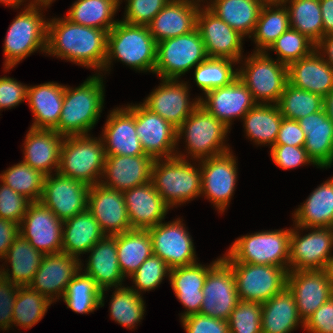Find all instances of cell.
<instances>
[{
	"mask_svg": "<svg viewBox=\"0 0 333 333\" xmlns=\"http://www.w3.org/2000/svg\"><path fill=\"white\" fill-rule=\"evenodd\" d=\"M200 4L194 0H170L147 25L155 41L185 35L197 27Z\"/></svg>",
	"mask_w": 333,
	"mask_h": 333,
	"instance_id": "83f0119b",
	"label": "cell"
},
{
	"mask_svg": "<svg viewBox=\"0 0 333 333\" xmlns=\"http://www.w3.org/2000/svg\"><path fill=\"white\" fill-rule=\"evenodd\" d=\"M323 19V37L333 34V0H319Z\"/></svg>",
	"mask_w": 333,
	"mask_h": 333,
	"instance_id": "03108f58",
	"label": "cell"
},
{
	"mask_svg": "<svg viewBox=\"0 0 333 333\" xmlns=\"http://www.w3.org/2000/svg\"><path fill=\"white\" fill-rule=\"evenodd\" d=\"M19 234L44 254L62 252L63 221L40 201L29 204Z\"/></svg>",
	"mask_w": 333,
	"mask_h": 333,
	"instance_id": "5bb4252c",
	"label": "cell"
},
{
	"mask_svg": "<svg viewBox=\"0 0 333 333\" xmlns=\"http://www.w3.org/2000/svg\"><path fill=\"white\" fill-rule=\"evenodd\" d=\"M287 288L303 322L333 295V287L323 270L288 271Z\"/></svg>",
	"mask_w": 333,
	"mask_h": 333,
	"instance_id": "7402d4cb",
	"label": "cell"
},
{
	"mask_svg": "<svg viewBox=\"0 0 333 333\" xmlns=\"http://www.w3.org/2000/svg\"><path fill=\"white\" fill-rule=\"evenodd\" d=\"M65 86L48 82L27 88V101L34 115L31 128L54 130L60 119Z\"/></svg>",
	"mask_w": 333,
	"mask_h": 333,
	"instance_id": "836d02e7",
	"label": "cell"
},
{
	"mask_svg": "<svg viewBox=\"0 0 333 333\" xmlns=\"http://www.w3.org/2000/svg\"><path fill=\"white\" fill-rule=\"evenodd\" d=\"M132 229L148 230L162 222L170 208L152 181L123 192Z\"/></svg>",
	"mask_w": 333,
	"mask_h": 333,
	"instance_id": "4316f807",
	"label": "cell"
},
{
	"mask_svg": "<svg viewBox=\"0 0 333 333\" xmlns=\"http://www.w3.org/2000/svg\"><path fill=\"white\" fill-rule=\"evenodd\" d=\"M315 49L319 51L322 49L328 56L325 61L333 68V34H328L316 44Z\"/></svg>",
	"mask_w": 333,
	"mask_h": 333,
	"instance_id": "003e7915",
	"label": "cell"
},
{
	"mask_svg": "<svg viewBox=\"0 0 333 333\" xmlns=\"http://www.w3.org/2000/svg\"><path fill=\"white\" fill-rule=\"evenodd\" d=\"M157 42L149 27L118 21L107 34V56L104 70L108 71L112 58L139 71H152L156 64Z\"/></svg>",
	"mask_w": 333,
	"mask_h": 333,
	"instance_id": "3957f363",
	"label": "cell"
},
{
	"mask_svg": "<svg viewBox=\"0 0 333 333\" xmlns=\"http://www.w3.org/2000/svg\"><path fill=\"white\" fill-rule=\"evenodd\" d=\"M27 86L9 77L0 78V110L27 100Z\"/></svg>",
	"mask_w": 333,
	"mask_h": 333,
	"instance_id": "6125c7cd",
	"label": "cell"
},
{
	"mask_svg": "<svg viewBox=\"0 0 333 333\" xmlns=\"http://www.w3.org/2000/svg\"><path fill=\"white\" fill-rule=\"evenodd\" d=\"M87 210L106 235L132 230L123 192L98 183L89 187ZM108 232V233H107Z\"/></svg>",
	"mask_w": 333,
	"mask_h": 333,
	"instance_id": "ffe728a7",
	"label": "cell"
},
{
	"mask_svg": "<svg viewBox=\"0 0 333 333\" xmlns=\"http://www.w3.org/2000/svg\"><path fill=\"white\" fill-rule=\"evenodd\" d=\"M263 5L260 0H213L207 8L242 36L249 34L251 38Z\"/></svg>",
	"mask_w": 333,
	"mask_h": 333,
	"instance_id": "f35d334b",
	"label": "cell"
},
{
	"mask_svg": "<svg viewBox=\"0 0 333 333\" xmlns=\"http://www.w3.org/2000/svg\"><path fill=\"white\" fill-rule=\"evenodd\" d=\"M289 0H285L284 4ZM290 28L299 31L317 44L323 37V19L319 0H290Z\"/></svg>",
	"mask_w": 333,
	"mask_h": 333,
	"instance_id": "ee69618b",
	"label": "cell"
},
{
	"mask_svg": "<svg viewBox=\"0 0 333 333\" xmlns=\"http://www.w3.org/2000/svg\"><path fill=\"white\" fill-rule=\"evenodd\" d=\"M123 287V288H122ZM118 287L112 295L110 314L115 322L126 328H134L144 315V301L141 294L131 287Z\"/></svg>",
	"mask_w": 333,
	"mask_h": 333,
	"instance_id": "681fc988",
	"label": "cell"
},
{
	"mask_svg": "<svg viewBox=\"0 0 333 333\" xmlns=\"http://www.w3.org/2000/svg\"><path fill=\"white\" fill-rule=\"evenodd\" d=\"M162 82L143 104L177 129L199 105V98L191 103L186 83H178V79H162Z\"/></svg>",
	"mask_w": 333,
	"mask_h": 333,
	"instance_id": "603a6c76",
	"label": "cell"
},
{
	"mask_svg": "<svg viewBox=\"0 0 333 333\" xmlns=\"http://www.w3.org/2000/svg\"><path fill=\"white\" fill-rule=\"evenodd\" d=\"M180 219L149 228L153 254L172 269L196 263L193 241Z\"/></svg>",
	"mask_w": 333,
	"mask_h": 333,
	"instance_id": "e0dca14e",
	"label": "cell"
},
{
	"mask_svg": "<svg viewBox=\"0 0 333 333\" xmlns=\"http://www.w3.org/2000/svg\"><path fill=\"white\" fill-rule=\"evenodd\" d=\"M262 1L264 4H280V3H284L285 0H260Z\"/></svg>",
	"mask_w": 333,
	"mask_h": 333,
	"instance_id": "753ad0ef",
	"label": "cell"
},
{
	"mask_svg": "<svg viewBox=\"0 0 333 333\" xmlns=\"http://www.w3.org/2000/svg\"><path fill=\"white\" fill-rule=\"evenodd\" d=\"M79 270H82L79 259L67 253L45 254L29 287L54 302L56 297H63L68 283Z\"/></svg>",
	"mask_w": 333,
	"mask_h": 333,
	"instance_id": "44dd1931",
	"label": "cell"
},
{
	"mask_svg": "<svg viewBox=\"0 0 333 333\" xmlns=\"http://www.w3.org/2000/svg\"><path fill=\"white\" fill-rule=\"evenodd\" d=\"M305 138L304 131L301 129L298 120L283 117L275 145L303 147Z\"/></svg>",
	"mask_w": 333,
	"mask_h": 333,
	"instance_id": "be15d7a7",
	"label": "cell"
},
{
	"mask_svg": "<svg viewBox=\"0 0 333 333\" xmlns=\"http://www.w3.org/2000/svg\"><path fill=\"white\" fill-rule=\"evenodd\" d=\"M103 131L102 141L106 156L146 155L136 133L134 105L126 106L125 109L117 107L111 111Z\"/></svg>",
	"mask_w": 333,
	"mask_h": 333,
	"instance_id": "d4e9b609",
	"label": "cell"
},
{
	"mask_svg": "<svg viewBox=\"0 0 333 333\" xmlns=\"http://www.w3.org/2000/svg\"><path fill=\"white\" fill-rule=\"evenodd\" d=\"M45 175L24 162L13 165L0 174L1 183H5L15 192L25 196L31 202H38L42 196Z\"/></svg>",
	"mask_w": 333,
	"mask_h": 333,
	"instance_id": "7dc6e473",
	"label": "cell"
},
{
	"mask_svg": "<svg viewBox=\"0 0 333 333\" xmlns=\"http://www.w3.org/2000/svg\"><path fill=\"white\" fill-rule=\"evenodd\" d=\"M205 95L207 99L199 98V104L228 128L232 118H243L257 104L238 76L230 84L209 90Z\"/></svg>",
	"mask_w": 333,
	"mask_h": 333,
	"instance_id": "cb8c5ba5",
	"label": "cell"
},
{
	"mask_svg": "<svg viewBox=\"0 0 333 333\" xmlns=\"http://www.w3.org/2000/svg\"><path fill=\"white\" fill-rule=\"evenodd\" d=\"M64 136L55 130L33 129L27 133L24 143V160L28 166L48 176L58 171L60 150Z\"/></svg>",
	"mask_w": 333,
	"mask_h": 333,
	"instance_id": "1f68e13d",
	"label": "cell"
},
{
	"mask_svg": "<svg viewBox=\"0 0 333 333\" xmlns=\"http://www.w3.org/2000/svg\"><path fill=\"white\" fill-rule=\"evenodd\" d=\"M170 0H127L125 19L132 25L147 26Z\"/></svg>",
	"mask_w": 333,
	"mask_h": 333,
	"instance_id": "9f6ffc18",
	"label": "cell"
},
{
	"mask_svg": "<svg viewBox=\"0 0 333 333\" xmlns=\"http://www.w3.org/2000/svg\"><path fill=\"white\" fill-rule=\"evenodd\" d=\"M234 60L207 58L195 67V81L204 93L209 90L224 87L230 84L238 76L232 64Z\"/></svg>",
	"mask_w": 333,
	"mask_h": 333,
	"instance_id": "f907efd6",
	"label": "cell"
},
{
	"mask_svg": "<svg viewBox=\"0 0 333 333\" xmlns=\"http://www.w3.org/2000/svg\"><path fill=\"white\" fill-rule=\"evenodd\" d=\"M53 2V0H34L32 3L37 6L47 7Z\"/></svg>",
	"mask_w": 333,
	"mask_h": 333,
	"instance_id": "8c879c8a",
	"label": "cell"
},
{
	"mask_svg": "<svg viewBox=\"0 0 333 333\" xmlns=\"http://www.w3.org/2000/svg\"><path fill=\"white\" fill-rule=\"evenodd\" d=\"M254 52L245 60V68L239 69L238 78L247 86L257 104L263 101V104H278L288 83L287 65L274 61L267 51Z\"/></svg>",
	"mask_w": 333,
	"mask_h": 333,
	"instance_id": "52a82bcc",
	"label": "cell"
},
{
	"mask_svg": "<svg viewBox=\"0 0 333 333\" xmlns=\"http://www.w3.org/2000/svg\"><path fill=\"white\" fill-rule=\"evenodd\" d=\"M311 233L299 236L291 229L289 271L323 270L333 248V228L314 227Z\"/></svg>",
	"mask_w": 333,
	"mask_h": 333,
	"instance_id": "ac0fdd59",
	"label": "cell"
},
{
	"mask_svg": "<svg viewBox=\"0 0 333 333\" xmlns=\"http://www.w3.org/2000/svg\"><path fill=\"white\" fill-rule=\"evenodd\" d=\"M135 128L146 155L154 160L176 156L177 129L144 104L135 105Z\"/></svg>",
	"mask_w": 333,
	"mask_h": 333,
	"instance_id": "9a60e30c",
	"label": "cell"
},
{
	"mask_svg": "<svg viewBox=\"0 0 333 333\" xmlns=\"http://www.w3.org/2000/svg\"><path fill=\"white\" fill-rule=\"evenodd\" d=\"M184 157L177 153L173 158L164 159L165 162L156 159L152 166L151 181L169 207L181 205L201 194V170Z\"/></svg>",
	"mask_w": 333,
	"mask_h": 333,
	"instance_id": "277c9868",
	"label": "cell"
},
{
	"mask_svg": "<svg viewBox=\"0 0 333 333\" xmlns=\"http://www.w3.org/2000/svg\"><path fill=\"white\" fill-rule=\"evenodd\" d=\"M196 28L200 32L208 58L229 59L238 63L242 59L244 36L207 7L199 9Z\"/></svg>",
	"mask_w": 333,
	"mask_h": 333,
	"instance_id": "d6986e66",
	"label": "cell"
},
{
	"mask_svg": "<svg viewBox=\"0 0 333 333\" xmlns=\"http://www.w3.org/2000/svg\"><path fill=\"white\" fill-rule=\"evenodd\" d=\"M208 58L200 32H192L157 43L154 73L161 79H178Z\"/></svg>",
	"mask_w": 333,
	"mask_h": 333,
	"instance_id": "30bf717a",
	"label": "cell"
},
{
	"mask_svg": "<svg viewBox=\"0 0 333 333\" xmlns=\"http://www.w3.org/2000/svg\"><path fill=\"white\" fill-rule=\"evenodd\" d=\"M19 235V224L0 218V258H4L8 249Z\"/></svg>",
	"mask_w": 333,
	"mask_h": 333,
	"instance_id": "e7e4bbea",
	"label": "cell"
},
{
	"mask_svg": "<svg viewBox=\"0 0 333 333\" xmlns=\"http://www.w3.org/2000/svg\"><path fill=\"white\" fill-rule=\"evenodd\" d=\"M271 6H276L275 9ZM284 3L280 4H264L257 24L254 30V41L256 43V51L267 50L277 38L290 28V19L288 9Z\"/></svg>",
	"mask_w": 333,
	"mask_h": 333,
	"instance_id": "7bdbcfd3",
	"label": "cell"
},
{
	"mask_svg": "<svg viewBox=\"0 0 333 333\" xmlns=\"http://www.w3.org/2000/svg\"><path fill=\"white\" fill-rule=\"evenodd\" d=\"M290 235L291 229L242 236L235 240L228 254L222 258L227 263L273 265L289 271Z\"/></svg>",
	"mask_w": 333,
	"mask_h": 333,
	"instance_id": "8992f818",
	"label": "cell"
},
{
	"mask_svg": "<svg viewBox=\"0 0 333 333\" xmlns=\"http://www.w3.org/2000/svg\"><path fill=\"white\" fill-rule=\"evenodd\" d=\"M270 152L273 162L282 169H293L306 163L314 164L304 147L274 145Z\"/></svg>",
	"mask_w": 333,
	"mask_h": 333,
	"instance_id": "6f0895ef",
	"label": "cell"
},
{
	"mask_svg": "<svg viewBox=\"0 0 333 333\" xmlns=\"http://www.w3.org/2000/svg\"><path fill=\"white\" fill-rule=\"evenodd\" d=\"M242 119L247 136L255 143L275 145L283 119L277 104H256Z\"/></svg>",
	"mask_w": 333,
	"mask_h": 333,
	"instance_id": "60d3db41",
	"label": "cell"
},
{
	"mask_svg": "<svg viewBox=\"0 0 333 333\" xmlns=\"http://www.w3.org/2000/svg\"><path fill=\"white\" fill-rule=\"evenodd\" d=\"M323 272L326 275V278L329 280L330 284L333 287V256H330L323 268Z\"/></svg>",
	"mask_w": 333,
	"mask_h": 333,
	"instance_id": "89a4df30",
	"label": "cell"
},
{
	"mask_svg": "<svg viewBox=\"0 0 333 333\" xmlns=\"http://www.w3.org/2000/svg\"><path fill=\"white\" fill-rule=\"evenodd\" d=\"M200 314L227 321L239 297L230 265L220 257L209 269L204 286Z\"/></svg>",
	"mask_w": 333,
	"mask_h": 333,
	"instance_id": "7c38bea8",
	"label": "cell"
},
{
	"mask_svg": "<svg viewBox=\"0 0 333 333\" xmlns=\"http://www.w3.org/2000/svg\"><path fill=\"white\" fill-rule=\"evenodd\" d=\"M316 49L308 56L290 63L288 83L325 98L333 89V68Z\"/></svg>",
	"mask_w": 333,
	"mask_h": 333,
	"instance_id": "f1b7e54d",
	"label": "cell"
},
{
	"mask_svg": "<svg viewBox=\"0 0 333 333\" xmlns=\"http://www.w3.org/2000/svg\"><path fill=\"white\" fill-rule=\"evenodd\" d=\"M118 263L124 277H130L153 254L148 230L132 229L116 234Z\"/></svg>",
	"mask_w": 333,
	"mask_h": 333,
	"instance_id": "ab89813d",
	"label": "cell"
},
{
	"mask_svg": "<svg viewBox=\"0 0 333 333\" xmlns=\"http://www.w3.org/2000/svg\"><path fill=\"white\" fill-rule=\"evenodd\" d=\"M19 286L8 281L0 274V327L8 330L12 325L13 306Z\"/></svg>",
	"mask_w": 333,
	"mask_h": 333,
	"instance_id": "91938a15",
	"label": "cell"
},
{
	"mask_svg": "<svg viewBox=\"0 0 333 333\" xmlns=\"http://www.w3.org/2000/svg\"><path fill=\"white\" fill-rule=\"evenodd\" d=\"M44 256V253L36 250L27 239L19 234L4 257L11 264L12 273L9 274L8 270L0 268V274L19 287L29 286Z\"/></svg>",
	"mask_w": 333,
	"mask_h": 333,
	"instance_id": "74e56055",
	"label": "cell"
},
{
	"mask_svg": "<svg viewBox=\"0 0 333 333\" xmlns=\"http://www.w3.org/2000/svg\"><path fill=\"white\" fill-rule=\"evenodd\" d=\"M171 268L163 261L159 256L152 254L148 257L133 273L132 278L137 290L135 292L140 293L138 290L149 291L155 289L164 279L163 277L169 275Z\"/></svg>",
	"mask_w": 333,
	"mask_h": 333,
	"instance_id": "db71d44e",
	"label": "cell"
},
{
	"mask_svg": "<svg viewBox=\"0 0 333 333\" xmlns=\"http://www.w3.org/2000/svg\"><path fill=\"white\" fill-rule=\"evenodd\" d=\"M51 303L29 286L19 287L13 306L12 325L30 329L43 318Z\"/></svg>",
	"mask_w": 333,
	"mask_h": 333,
	"instance_id": "c3c4849f",
	"label": "cell"
},
{
	"mask_svg": "<svg viewBox=\"0 0 333 333\" xmlns=\"http://www.w3.org/2000/svg\"><path fill=\"white\" fill-rule=\"evenodd\" d=\"M297 228H333V179L316 188L294 213Z\"/></svg>",
	"mask_w": 333,
	"mask_h": 333,
	"instance_id": "d590c367",
	"label": "cell"
},
{
	"mask_svg": "<svg viewBox=\"0 0 333 333\" xmlns=\"http://www.w3.org/2000/svg\"><path fill=\"white\" fill-rule=\"evenodd\" d=\"M181 320L186 333H230L228 321L200 313Z\"/></svg>",
	"mask_w": 333,
	"mask_h": 333,
	"instance_id": "680465c9",
	"label": "cell"
},
{
	"mask_svg": "<svg viewBox=\"0 0 333 333\" xmlns=\"http://www.w3.org/2000/svg\"><path fill=\"white\" fill-rule=\"evenodd\" d=\"M98 75L75 89L65 86L60 119L54 129L58 134L87 135L97 123L104 104L103 78Z\"/></svg>",
	"mask_w": 333,
	"mask_h": 333,
	"instance_id": "7a4b0ae2",
	"label": "cell"
},
{
	"mask_svg": "<svg viewBox=\"0 0 333 333\" xmlns=\"http://www.w3.org/2000/svg\"><path fill=\"white\" fill-rule=\"evenodd\" d=\"M101 292L94 279L79 270L68 283L63 300L72 311L87 314L101 307Z\"/></svg>",
	"mask_w": 333,
	"mask_h": 333,
	"instance_id": "f6af8a7d",
	"label": "cell"
},
{
	"mask_svg": "<svg viewBox=\"0 0 333 333\" xmlns=\"http://www.w3.org/2000/svg\"><path fill=\"white\" fill-rule=\"evenodd\" d=\"M262 304L239 300L228 321L230 333H262Z\"/></svg>",
	"mask_w": 333,
	"mask_h": 333,
	"instance_id": "f5cc1de1",
	"label": "cell"
},
{
	"mask_svg": "<svg viewBox=\"0 0 333 333\" xmlns=\"http://www.w3.org/2000/svg\"><path fill=\"white\" fill-rule=\"evenodd\" d=\"M119 6L118 0H77L66 18L76 24L109 32L118 22L112 20V17Z\"/></svg>",
	"mask_w": 333,
	"mask_h": 333,
	"instance_id": "b9f144b4",
	"label": "cell"
},
{
	"mask_svg": "<svg viewBox=\"0 0 333 333\" xmlns=\"http://www.w3.org/2000/svg\"><path fill=\"white\" fill-rule=\"evenodd\" d=\"M63 226L62 252L77 259L106 235L87 209L65 220Z\"/></svg>",
	"mask_w": 333,
	"mask_h": 333,
	"instance_id": "e575fe53",
	"label": "cell"
},
{
	"mask_svg": "<svg viewBox=\"0 0 333 333\" xmlns=\"http://www.w3.org/2000/svg\"><path fill=\"white\" fill-rule=\"evenodd\" d=\"M299 323L304 324L287 287L262 304V333H291Z\"/></svg>",
	"mask_w": 333,
	"mask_h": 333,
	"instance_id": "8d00e7d4",
	"label": "cell"
},
{
	"mask_svg": "<svg viewBox=\"0 0 333 333\" xmlns=\"http://www.w3.org/2000/svg\"><path fill=\"white\" fill-rule=\"evenodd\" d=\"M200 162L201 194L206 195L219 211L224 212L236 185V159L228 151Z\"/></svg>",
	"mask_w": 333,
	"mask_h": 333,
	"instance_id": "2e32d148",
	"label": "cell"
},
{
	"mask_svg": "<svg viewBox=\"0 0 333 333\" xmlns=\"http://www.w3.org/2000/svg\"><path fill=\"white\" fill-rule=\"evenodd\" d=\"M302 327L310 333H333V295L307 318Z\"/></svg>",
	"mask_w": 333,
	"mask_h": 333,
	"instance_id": "94428289",
	"label": "cell"
},
{
	"mask_svg": "<svg viewBox=\"0 0 333 333\" xmlns=\"http://www.w3.org/2000/svg\"><path fill=\"white\" fill-rule=\"evenodd\" d=\"M45 176L40 202L61 221H65L87 209L89 185L56 172Z\"/></svg>",
	"mask_w": 333,
	"mask_h": 333,
	"instance_id": "4fadbf2b",
	"label": "cell"
},
{
	"mask_svg": "<svg viewBox=\"0 0 333 333\" xmlns=\"http://www.w3.org/2000/svg\"><path fill=\"white\" fill-rule=\"evenodd\" d=\"M154 159L149 155L106 156L100 184L121 192L151 181Z\"/></svg>",
	"mask_w": 333,
	"mask_h": 333,
	"instance_id": "484cf974",
	"label": "cell"
},
{
	"mask_svg": "<svg viewBox=\"0 0 333 333\" xmlns=\"http://www.w3.org/2000/svg\"><path fill=\"white\" fill-rule=\"evenodd\" d=\"M236 281L239 300L264 302L287 287L285 268L249 263H228Z\"/></svg>",
	"mask_w": 333,
	"mask_h": 333,
	"instance_id": "8fae6325",
	"label": "cell"
},
{
	"mask_svg": "<svg viewBox=\"0 0 333 333\" xmlns=\"http://www.w3.org/2000/svg\"><path fill=\"white\" fill-rule=\"evenodd\" d=\"M228 129L199 104L177 128V142L182 135H185L188 154L193 158L203 160L230 151L223 144Z\"/></svg>",
	"mask_w": 333,
	"mask_h": 333,
	"instance_id": "9c48e42d",
	"label": "cell"
},
{
	"mask_svg": "<svg viewBox=\"0 0 333 333\" xmlns=\"http://www.w3.org/2000/svg\"><path fill=\"white\" fill-rule=\"evenodd\" d=\"M305 134L304 148L314 165L324 168L333 163V121L325 108L298 120Z\"/></svg>",
	"mask_w": 333,
	"mask_h": 333,
	"instance_id": "4dcf8cb0",
	"label": "cell"
},
{
	"mask_svg": "<svg viewBox=\"0 0 333 333\" xmlns=\"http://www.w3.org/2000/svg\"><path fill=\"white\" fill-rule=\"evenodd\" d=\"M284 118L299 120L324 108V98L287 83L278 102Z\"/></svg>",
	"mask_w": 333,
	"mask_h": 333,
	"instance_id": "bcb514c9",
	"label": "cell"
},
{
	"mask_svg": "<svg viewBox=\"0 0 333 333\" xmlns=\"http://www.w3.org/2000/svg\"><path fill=\"white\" fill-rule=\"evenodd\" d=\"M315 47L316 44L307 36L289 28L267 50H274L279 55L277 60L288 66L292 62L310 55Z\"/></svg>",
	"mask_w": 333,
	"mask_h": 333,
	"instance_id": "816d5d0a",
	"label": "cell"
},
{
	"mask_svg": "<svg viewBox=\"0 0 333 333\" xmlns=\"http://www.w3.org/2000/svg\"><path fill=\"white\" fill-rule=\"evenodd\" d=\"M107 34L106 30L76 24L66 17L54 18L47 24L46 53L102 71L107 56Z\"/></svg>",
	"mask_w": 333,
	"mask_h": 333,
	"instance_id": "6da1fadb",
	"label": "cell"
},
{
	"mask_svg": "<svg viewBox=\"0 0 333 333\" xmlns=\"http://www.w3.org/2000/svg\"><path fill=\"white\" fill-rule=\"evenodd\" d=\"M105 161L106 152L101 138L92 139L88 134L65 136L57 172L93 186L100 183L98 178L102 176Z\"/></svg>",
	"mask_w": 333,
	"mask_h": 333,
	"instance_id": "5b68a950",
	"label": "cell"
},
{
	"mask_svg": "<svg viewBox=\"0 0 333 333\" xmlns=\"http://www.w3.org/2000/svg\"><path fill=\"white\" fill-rule=\"evenodd\" d=\"M39 8L31 2L11 23L4 42L5 69L38 49L46 52L48 21L42 18Z\"/></svg>",
	"mask_w": 333,
	"mask_h": 333,
	"instance_id": "ba28073f",
	"label": "cell"
},
{
	"mask_svg": "<svg viewBox=\"0 0 333 333\" xmlns=\"http://www.w3.org/2000/svg\"><path fill=\"white\" fill-rule=\"evenodd\" d=\"M324 108L327 112V116L333 121V89L324 98Z\"/></svg>",
	"mask_w": 333,
	"mask_h": 333,
	"instance_id": "a7ac6f4b",
	"label": "cell"
},
{
	"mask_svg": "<svg viewBox=\"0 0 333 333\" xmlns=\"http://www.w3.org/2000/svg\"><path fill=\"white\" fill-rule=\"evenodd\" d=\"M213 262L209 267L194 263L188 266L172 268L169 273L171 287L178 300L187 308L182 314V318L200 313L203 302V286L209 269L216 263Z\"/></svg>",
	"mask_w": 333,
	"mask_h": 333,
	"instance_id": "d6a6232c",
	"label": "cell"
},
{
	"mask_svg": "<svg viewBox=\"0 0 333 333\" xmlns=\"http://www.w3.org/2000/svg\"><path fill=\"white\" fill-rule=\"evenodd\" d=\"M24 0H0L1 3H5L8 6L19 7Z\"/></svg>",
	"mask_w": 333,
	"mask_h": 333,
	"instance_id": "2644e50d",
	"label": "cell"
},
{
	"mask_svg": "<svg viewBox=\"0 0 333 333\" xmlns=\"http://www.w3.org/2000/svg\"><path fill=\"white\" fill-rule=\"evenodd\" d=\"M201 1H202V0H201ZM201 1H200V0H197V1H196V0H195V3L198 4V3L201 2ZM197 2H198V3H197Z\"/></svg>",
	"mask_w": 333,
	"mask_h": 333,
	"instance_id": "34e18365",
	"label": "cell"
},
{
	"mask_svg": "<svg viewBox=\"0 0 333 333\" xmlns=\"http://www.w3.org/2000/svg\"><path fill=\"white\" fill-rule=\"evenodd\" d=\"M31 201L5 183L0 185V218L20 224Z\"/></svg>",
	"mask_w": 333,
	"mask_h": 333,
	"instance_id": "11a10c76",
	"label": "cell"
},
{
	"mask_svg": "<svg viewBox=\"0 0 333 333\" xmlns=\"http://www.w3.org/2000/svg\"><path fill=\"white\" fill-rule=\"evenodd\" d=\"M89 252L85 274L91 276L102 290L100 306H104V292L113 286L115 289L122 286L125 279L118 263L116 235H105Z\"/></svg>",
	"mask_w": 333,
	"mask_h": 333,
	"instance_id": "f546056e",
	"label": "cell"
}]
</instances>
